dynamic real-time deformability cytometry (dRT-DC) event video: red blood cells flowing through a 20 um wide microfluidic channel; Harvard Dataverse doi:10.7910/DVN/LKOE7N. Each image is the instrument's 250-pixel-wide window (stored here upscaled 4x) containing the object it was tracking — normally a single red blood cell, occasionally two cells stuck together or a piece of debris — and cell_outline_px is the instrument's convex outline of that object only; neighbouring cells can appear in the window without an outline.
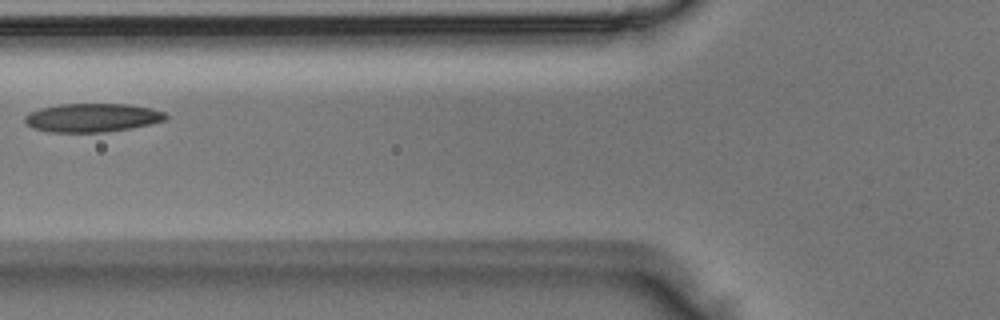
{"species": "Egyptian fruit bat (a non-hibernating species)", "species_latin": "Rousettus aegyptiacus", "temperature_condition": "room temperature", "stored_images_in_passage": 5, "camera_frame_rate_fps": 3000, "um_per_image_px": 0.085, "animal": {"sex": "male"}, "frame": {"image": 1, "passage_image": 4, "time_ms": 1.0, "image_size_px": [1000, 320], "cell_outline_px": [[168, 120], [128, 128], [104, 132], [48, 132], [32, 128], [24, 120], [24, 116], [28, 112], [40, 108], [60, 104], [128, 104], [152, 108], [164, 112], [168, 116]], "centroid_in_image_um": [7.82, 10.0], "position_along_channel_um": 118.0, "area_um2": 23.52}}